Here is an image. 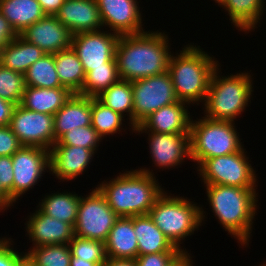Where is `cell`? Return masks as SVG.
<instances>
[{"mask_svg":"<svg viewBox=\"0 0 266 266\" xmlns=\"http://www.w3.org/2000/svg\"><path fill=\"white\" fill-rule=\"evenodd\" d=\"M55 16L72 35L103 29L96 0H65Z\"/></svg>","mask_w":266,"mask_h":266,"instance_id":"20","label":"cell"},{"mask_svg":"<svg viewBox=\"0 0 266 266\" xmlns=\"http://www.w3.org/2000/svg\"><path fill=\"white\" fill-rule=\"evenodd\" d=\"M16 104L0 98V126L9 125Z\"/></svg>","mask_w":266,"mask_h":266,"instance_id":"43","label":"cell"},{"mask_svg":"<svg viewBox=\"0 0 266 266\" xmlns=\"http://www.w3.org/2000/svg\"><path fill=\"white\" fill-rule=\"evenodd\" d=\"M72 94L65 87L37 88L26 86L19 105L28 110L54 115Z\"/></svg>","mask_w":266,"mask_h":266,"instance_id":"25","label":"cell"},{"mask_svg":"<svg viewBox=\"0 0 266 266\" xmlns=\"http://www.w3.org/2000/svg\"><path fill=\"white\" fill-rule=\"evenodd\" d=\"M26 86L37 88L63 87L56 72L54 54H44L26 71Z\"/></svg>","mask_w":266,"mask_h":266,"instance_id":"32","label":"cell"},{"mask_svg":"<svg viewBox=\"0 0 266 266\" xmlns=\"http://www.w3.org/2000/svg\"><path fill=\"white\" fill-rule=\"evenodd\" d=\"M0 186L13 201V163L10 156L0 157Z\"/></svg>","mask_w":266,"mask_h":266,"instance_id":"40","label":"cell"},{"mask_svg":"<svg viewBox=\"0 0 266 266\" xmlns=\"http://www.w3.org/2000/svg\"><path fill=\"white\" fill-rule=\"evenodd\" d=\"M119 80L117 60L111 59L106 63V67H91V71L85 74V81L79 95L96 97Z\"/></svg>","mask_w":266,"mask_h":266,"instance_id":"31","label":"cell"},{"mask_svg":"<svg viewBox=\"0 0 266 266\" xmlns=\"http://www.w3.org/2000/svg\"><path fill=\"white\" fill-rule=\"evenodd\" d=\"M23 145L9 125L0 126V157L12 156Z\"/></svg>","mask_w":266,"mask_h":266,"instance_id":"39","label":"cell"},{"mask_svg":"<svg viewBox=\"0 0 266 266\" xmlns=\"http://www.w3.org/2000/svg\"><path fill=\"white\" fill-rule=\"evenodd\" d=\"M27 250L26 255L36 266H70L69 244L41 245Z\"/></svg>","mask_w":266,"mask_h":266,"instance_id":"34","label":"cell"},{"mask_svg":"<svg viewBox=\"0 0 266 266\" xmlns=\"http://www.w3.org/2000/svg\"><path fill=\"white\" fill-rule=\"evenodd\" d=\"M13 202L34 188L50 172L49 150L39 147L22 146L12 156ZM44 172V173H43Z\"/></svg>","mask_w":266,"mask_h":266,"instance_id":"12","label":"cell"},{"mask_svg":"<svg viewBox=\"0 0 266 266\" xmlns=\"http://www.w3.org/2000/svg\"><path fill=\"white\" fill-rule=\"evenodd\" d=\"M103 29L118 35L140 34L145 32L137 0H96ZM143 23V24H142ZM107 27V28H106ZM144 29V30H143Z\"/></svg>","mask_w":266,"mask_h":266,"instance_id":"15","label":"cell"},{"mask_svg":"<svg viewBox=\"0 0 266 266\" xmlns=\"http://www.w3.org/2000/svg\"><path fill=\"white\" fill-rule=\"evenodd\" d=\"M134 231L138 243V256L160 252H181L163 234L149 216H134Z\"/></svg>","mask_w":266,"mask_h":266,"instance_id":"24","label":"cell"},{"mask_svg":"<svg viewBox=\"0 0 266 266\" xmlns=\"http://www.w3.org/2000/svg\"><path fill=\"white\" fill-rule=\"evenodd\" d=\"M124 122L126 121L122 115L101 103L96 97H92L91 126L103 139L118 131V134L122 135L125 129Z\"/></svg>","mask_w":266,"mask_h":266,"instance_id":"33","label":"cell"},{"mask_svg":"<svg viewBox=\"0 0 266 266\" xmlns=\"http://www.w3.org/2000/svg\"><path fill=\"white\" fill-rule=\"evenodd\" d=\"M45 52L18 35L0 50V64L13 71L25 74L28 68Z\"/></svg>","mask_w":266,"mask_h":266,"instance_id":"26","label":"cell"},{"mask_svg":"<svg viewBox=\"0 0 266 266\" xmlns=\"http://www.w3.org/2000/svg\"><path fill=\"white\" fill-rule=\"evenodd\" d=\"M0 12L18 35L46 16L38 0H0Z\"/></svg>","mask_w":266,"mask_h":266,"instance_id":"27","label":"cell"},{"mask_svg":"<svg viewBox=\"0 0 266 266\" xmlns=\"http://www.w3.org/2000/svg\"><path fill=\"white\" fill-rule=\"evenodd\" d=\"M180 252H160L136 257L138 266H168Z\"/></svg>","mask_w":266,"mask_h":266,"instance_id":"41","label":"cell"},{"mask_svg":"<svg viewBox=\"0 0 266 266\" xmlns=\"http://www.w3.org/2000/svg\"><path fill=\"white\" fill-rule=\"evenodd\" d=\"M18 34L12 28L8 20L0 12V50L12 42Z\"/></svg>","mask_w":266,"mask_h":266,"instance_id":"42","label":"cell"},{"mask_svg":"<svg viewBox=\"0 0 266 266\" xmlns=\"http://www.w3.org/2000/svg\"><path fill=\"white\" fill-rule=\"evenodd\" d=\"M180 252L169 264L168 266H194L192 260L191 252Z\"/></svg>","mask_w":266,"mask_h":266,"instance_id":"45","label":"cell"},{"mask_svg":"<svg viewBox=\"0 0 266 266\" xmlns=\"http://www.w3.org/2000/svg\"><path fill=\"white\" fill-rule=\"evenodd\" d=\"M134 133L148 135L150 158L157 170L178 168L186 161L185 159L190 160L189 133L166 134L151 131H134Z\"/></svg>","mask_w":266,"mask_h":266,"instance_id":"14","label":"cell"},{"mask_svg":"<svg viewBox=\"0 0 266 266\" xmlns=\"http://www.w3.org/2000/svg\"><path fill=\"white\" fill-rule=\"evenodd\" d=\"M18 266H36L26 255L18 264Z\"/></svg>","mask_w":266,"mask_h":266,"instance_id":"49","label":"cell"},{"mask_svg":"<svg viewBox=\"0 0 266 266\" xmlns=\"http://www.w3.org/2000/svg\"><path fill=\"white\" fill-rule=\"evenodd\" d=\"M56 72L63 87L79 94L85 81V71L78 56L70 47L54 54Z\"/></svg>","mask_w":266,"mask_h":266,"instance_id":"29","label":"cell"},{"mask_svg":"<svg viewBox=\"0 0 266 266\" xmlns=\"http://www.w3.org/2000/svg\"><path fill=\"white\" fill-rule=\"evenodd\" d=\"M26 88L25 75L0 64V98L19 105Z\"/></svg>","mask_w":266,"mask_h":266,"instance_id":"36","label":"cell"},{"mask_svg":"<svg viewBox=\"0 0 266 266\" xmlns=\"http://www.w3.org/2000/svg\"><path fill=\"white\" fill-rule=\"evenodd\" d=\"M84 196L80 195L74 235L105 242L119 216L96 186Z\"/></svg>","mask_w":266,"mask_h":266,"instance_id":"9","label":"cell"},{"mask_svg":"<svg viewBox=\"0 0 266 266\" xmlns=\"http://www.w3.org/2000/svg\"><path fill=\"white\" fill-rule=\"evenodd\" d=\"M70 266H99L96 262L86 261L80 257H71Z\"/></svg>","mask_w":266,"mask_h":266,"instance_id":"48","label":"cell"},{"mask_svg":"<svg viewBox=\"0 0 266 266\" xmlns=\"http://www.w3.org/2000/svg\"><path fill=\"white\" fill-rule=\"evenodd\" d=\"M104 243L107 258L136 259L138 243L134 231V216L119 217Z\"/></svg>","mask_w":266,"mask_h":266,"instance_id":"22","label":"cell"},{"mask_svg":"<svg viewBox=\"0 0 266 266\" xmlns=\"http://www.w3.org/2000/svg\"><path fill=\"white\" fill-rule=\"evenodd\" d=\"M13 240V238L4 236L0 241V266H18L26 256V252H19V250L14 249Z\"/></svg>","mask_w":266,"mask_h":266,"instance_id":"38","label":"cell"},{"mask_svg":"<svg viewBox=\"0 0 266 266\" xmlns=\"http://www.w3.org/2000/svg\"><path fill=\"white\" fill-rule=\"evenodd\" d=\"M167 194L164 190L156 199L149 216L179 251L186 252V248L180 244L187 240V237L193 236L204 221H207L206 210L203 209L204 205H197L198 203L180 194Z\"/></svg>","mask_w":266,"mask_h":266,"instance_id":"6","label":"cell"},{"mask_svg":"<svg viewBox=\"0 0 266 266\" xmlns=\"http://www.w3.org/2000/svg\"><path fill=\"white\" fill-rule=\"evenodd\" d=\"M96 98L110 107L113 111L129 119V130L134 132L133 128V90L131 81L119 80L102 91ZM126 113V114H125Z\"/></svg>","mask_w":266,"mask_h":266,"instance_id":"30","label":"cell"},{"mask_svg":"<svg viewBox=\"0 0 266 266\" xmlns=\"http://www.w3.org/2000/svg\"><path fill=\"white\" fill-rule=\"evenodd\" d=\"M15 203L10 199L9 195L0 186V212L4 213L5 210H9ZM11 206V207H10Z\"/></svg>","mask_w":266,"mask_h":266,"instance_id":"47","label":"cell"},{"mask_svg":"<svg viewBox=\"0 0 266 266\" xmlns=\"http://www.w3.org/2000/svg\"><path fill=\"white\" fill-rule=\"evenodd\" d=\"M72 257L96 262L102 266L107 259L105 243L99 240L82 238L74 235L69 242Z\"/></svg>","mask_w":266,"mask_h":266,"instance_id":"35","label":"cell"},{"mask_svg":"<svg viewBox=\"0 0 266 266\" xmlns=\"http://www.w3.org/2000/svg\"><path fill=\"white\" fill-rule=\"evenodd\" d=\"M219 64L213 55L194 43L184 45L175 55L172 53L167 71L178 100L192 106L204 104L211 75Z\"/></svg>","mask_w":266,"mask_h":266,"instance_id":"4","label":"cell"},{"mask_svg":"<svg viewBox=\"0 0 266 266\" xmlns=\"http://www.w3.org/2000/svg\"><path fill=\"white\" fill-rule=\"evenodd\" d=\"M107 180L96 186L119 217L149 214L156 199L164 192L153 170L147 167L126 170Z\"/></svg>","mask_w":266,"mask_h":266,"instance_id":"2","label":"cell"},{"mask_svg":"<svg viewBox=\"0 0 266 266\" xmlns=\"http://www.w3.org/2000/svg\"><path fill=\"white\" fill-rule=\"evenodd\" d=\"M102 266H138L136 259L132 258H107Z\"/></svg>","mask_w":266,"mask_h":266,"instance_id":"46","label":"cell"},{"mask_svg":"<svg viewBox=\"0 0 266 266\" xmlns=\"http://www.w3.org/2000/svg\"><path fill=\"white\" fill-rule=\"evenodd\" d=\"M133 90V128L161 107L179 101L168 71L131 81Z\"/></svg>","mask_w":266,"mask_h":266,"instance_id":"10","label":"cell"},{"mask_svg":"<svg viewBox=\"0 0 266 266\" xmlns=\"http://www.w3.org/2000/svg\"><path fill=\"white\" fill-rule=\"evenodd\" d=\"M212 1H215V3L218 5L221 0H212Z\"/></svg>","mask_w":266,"mask_h":266,"instance_id":"50","label":"cell"},{"mask_svg":"<svg viewBox=\"0 0 266 266\" xmlns=\"http://www.w3.org/2000/svg\"><path fill=\"white\" fill-rule=\"evenodd\" d=\"M9 126L23 146L50 150L55 143L54 115L16 105Z\"/></svg>","mask_w":266,"mask_h":266,"instance_id":"11","label":"cell"},{"mask_svg":"<svg viewBox=\"0 0 266 266\" xmlns=\"http://www.w3.org/2000/svg\"><path fill=\"white\" fill-rule=\"evenodd\" d=\"M265 0H221L219 7L228 13L233 27L245 34L255 31L257 25L261 24L265 9Z\"/></svg>","mask_w":266,"mask_h":266,"instance_id":"23","label":"cell"},{"mask_svg":"<svg viewBox=\"0 0 266 266\" xmlns=\"http://www.w3.org/2000/svg\"><path fill=\"white\" fill-rule=\"evenodd\" d=\"M46 15L55 16L65 0H38Z\"/></svg>","mask_w":266,"mask_h":266,"instance_id":"44","label":"cell"},{"mask_svg":"<svg viewBox=\"0 0 266 266\" xmlns=\"http://www.w3.org/2000/svg\"><path fill=\"white\" fill-rule=\"evenodd\" d=\"M242 150L233 154L206 159L198 168L197 174L204 184L224 185L240 188H258L256 169Z\"/></svg>","mask_w":266,"mask_h":266,"instance_id":"8","label":"cell"},{"mask_svg":"<svg viewBox=\"0 0 266 266\" xmlns=\"http://www.w3.org/2000/svg\"><path fill=\"white\" fill-rule=\"evenodd\" d=\"M235 122L201 116L191 120L189 133L190 161L197 168L206 160L233 154L244 148Z\"/></svg>","mask_w":266,"mask_h":266,"instance_id":"7","label":"cell"},{"mask_svg":"<svg viewBox=\"0 0 266 266\" xmlns=\"http://www.w3.org/2000/svg\"><path fill=\"white\" fill-rule=\"evenodd\" d=\"M28 215L25 229L32 247L53 244H69L74 237V227L64 221L44 214L38 207Z\"/></svg>","mask_w":266,"mask_h":266,"instance_id":"18","label":"cell"},{"mask_svg":"<svg viewBox=\"0 0 266 266\" xmlns=\"http://www.w3.org/2000/svg\"><path fill=\"white\" fill-rule=\"evenodd\" d=\"M259 266H266L265 260H264V263L263 264L261 263V265H259Z\"/></svg>","mask_w":266,"mask_h":266,"instance_id":"51","label":"cell"},{"mask_svg":"<svg viewBox=\"0 0 266 266\" xmlns=\"http://www.w3.org/2000/svg\"><path fill=\"white\" fill-rule=\"evenodd\" d=\"M95 153L80 146L53 145L49 150L50 174L68 182L75 180L88 168L93 161Z\"/></svg>","mask_w":266,"mask_h":266,"instance_id":"17","label":"cell"},{"mask_svg":"<svg viewBox=\"0 0 266 266\" xmlns=\"http://www.w3.org/2000/svg\"><path fill=\"white\" fill-rule=\"evenodd\" d=\"M206 187L207 202L221 227L238 245L249 246L254 226V216L259 209L258 188H240L215 184ZM258 205V206H257Z\"/></svg>","mask_w":266,"mask_h":266,"instance_id":"3","label":"cell"},{"mask_svg":"<svg viewBox=\"0 0 266 266\" xmlns=\"http://www.w3.org/2000/svg\"><path fill=\"white\" fill-rule=\"evenodd\" d=\"M220 67L218 65L211 75L202 114L213 120L235 122L251 103L253 74L240 71L223 76Z\"/></svg>","mask_w":266,"mask_h":266,"instance_id":"5","label":"cell"},{"mask_svg":"<svg viewBox=\"0 0 266 266\" xmlns=\"http://www.w3.org/2000/svg\"><path fill=\"white\" fill-rule=\"evenodd\" d=\"M120 35L102 29L72 35L71 48L83 65L85 74L91 67H106L111 59H116V46Z\"/></svg>","mask_w":266,"mask_h":266,"instance_id":"13","label":"cell"},{"mask_svg":"<svg viewBox=\"0 0 266 266\" xmlns=\"http://www.w3.org/2000/svg\"><path fill=\"white\" fill-rule=\"evenodd\" d=\"M19 35L46 54H55L71 47L72 34L56 16L46 15Z\"/></svg>","mask_w":266,"mask_h":266,"instance_id":"16","label":"cell"},{"mask_svg":"<svg viewBox=\"0 0 266 266\" xmlns=\"http://www.w3.org/2000/svg\"><path fill=\"white\" fill-rule=\"evenodd\" d=\"M165 33L155 29L120 35L115 57L121 80L135 81L168 70L172 47L169 35Z\"/></svg>","mask_w":266,"mask_h":266,"instance_id":"1","label":"cell"},{"mask_svg":"<svg viewBox=\"0 0 266 266\" xmlns=\"http://www.w3.org/2000/svg\"><path fill=\"white\" fill-rule=\"evenodd\" d=\"M190 104L177 101L161 107L148 116L134 131L155 133H190L192 115Z\"/></svg>","mask_w":266,"mask_h":266,"instance_id":"19","label":"cell"},{"mask_svg":"<svg viewBox=\"0 0 266 266\" xmlns=\"http://www.w3.org/2000/svg\"><path fill=\"white\" fill-rule=\"evenodd\" d=\"M92 97L72 94L54 114L55 142L66 132L91 125Z\"/></svg>","mask_w":266,"mask_h":266,"instance_id":"21","label":"cell"},{"mask_svg":"<svg viewBox=\"0 0 266 266\" xmlns=\"http://www.w3.org/2000/svg\"><path fill=\"white\" fill-rule=\"evenodd\" d=\"M44 195L38 207L44 214L67 222L73 227L77 220V212L80 203V196L75 192H60Z\"/></svg>","mask_w":266,"mask_h":266,"instance_id":"28","label":"cell"},{"mask_svg":"<svg viewBox=\"0 0 266 266\" xmlns=\"http://www.w3.org/2000/svg\"><path fill=\"white\" fill-rule=\"evenodd\" d=\"M103 138L90 125L77 127L63 134L54 145L80 146L92 150L95 154Z\"/></svg>","mask_w":266,"mask_h":266,"instance_id":"37","label":"cell"}]
</instances>
